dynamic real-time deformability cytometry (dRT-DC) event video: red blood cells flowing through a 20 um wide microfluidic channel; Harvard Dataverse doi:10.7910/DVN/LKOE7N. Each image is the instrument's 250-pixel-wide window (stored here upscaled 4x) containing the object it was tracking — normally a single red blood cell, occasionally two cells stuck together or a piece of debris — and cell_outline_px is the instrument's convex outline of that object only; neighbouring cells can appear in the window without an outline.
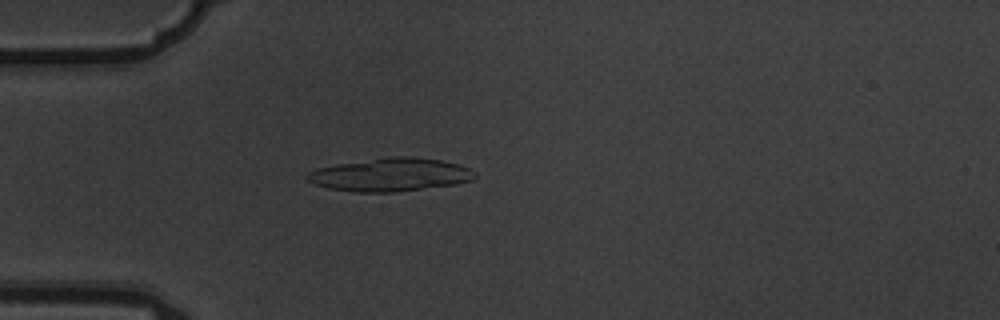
{"species": "common noctule bat (a hibernating species)", "species_latin": "Nyctalus noctula", "temperature_condition": "warm", "stored_images_in_passage": 4, "camera_frame_rate_fps": 3000, "um_per_image_px": 0.085, "animal": {"sex": "male", "body_mass_g": 19.5, "forearm_length_mm": 54.6}, "frame": {"image": 1, "passage_image": 4, "time_ms": 1.0, "image_size_px": [1000, 320], "cell_outline_px": [[476, 176], [472, 180], [456, 184], [396, 192], [356, 192], [328, 188], [316, 184], [308, 180], [304, 176], [308, 172], [316, 168], [336, 164], [388, 156], [412, 156], [440, 160], [460, 164], [476, 172]], "centroid_in_image_um": [33.18, 14.84], "position_along_channel_um": 51.8, "area_um2": 32.6}}